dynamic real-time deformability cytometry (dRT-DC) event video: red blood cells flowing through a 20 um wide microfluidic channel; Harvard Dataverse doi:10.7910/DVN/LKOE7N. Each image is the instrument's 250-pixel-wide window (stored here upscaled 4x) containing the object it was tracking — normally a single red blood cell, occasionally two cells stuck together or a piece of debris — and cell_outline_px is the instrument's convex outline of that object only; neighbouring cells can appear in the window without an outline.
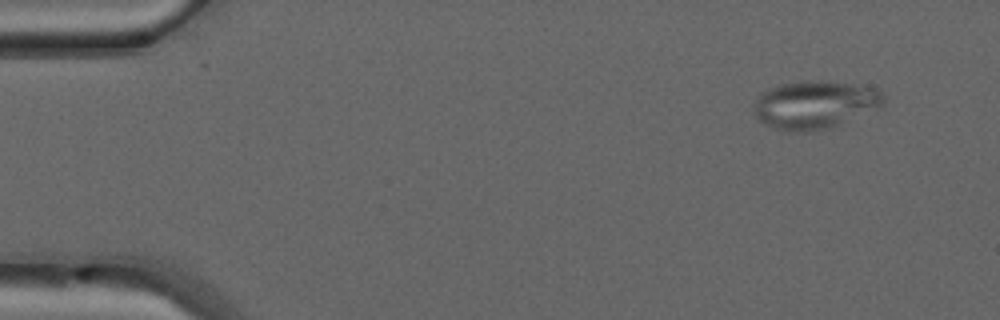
{"species": "common noctule bat (a hibernating species)", "species_latin": "Nyctalus noctula", "temperature_condition": "warm", "stored_images_in_passage": 38, "camera_frame_rate_fps": 3000, "um_per_image_px": 0.085, "animal": {"sex": "male", "forearm_length_mm": 52.5}, "frame": {"image": 1, "passage_image": 1, "time_ms": 0.0, "image_size_px": [1000, 320], "cell_outline_px": [[884, 104], [828, 128], [808, 132], [788, 132], [764, 124], [752, 112], [752, 108], [760, 92], [784, 84], [800, 80], [828, 80], [852, 84], [872, 88], [880, 92], [884, 96]], "centroid_in_image_um": [69.18, 8.89], "position_along_channel_um": 15.8, "area_um2": 35.95}}
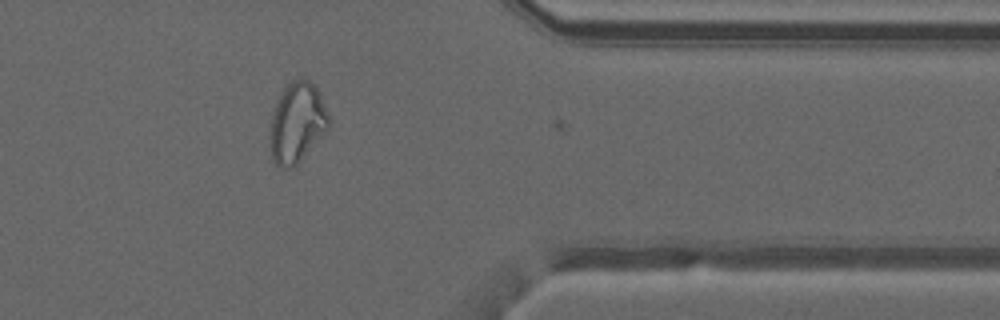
{"frame": {"image": 2, "passage_image": 37, "time_ms": 12.0, "image_size_px": [1000, 320], "cell_outline_px": [[332, 124], [296, 164], [292, 168], [280, 168], [272, 160], [268, 124], [276, 100], [284, 88], [292, 80], [308, 80], [316, 84], [320, 92], [332, 120]], "centroid_in_image_um": [25.24, 10.4], "position_along_channel_um": 386.2, "area_um2": 27.92}}